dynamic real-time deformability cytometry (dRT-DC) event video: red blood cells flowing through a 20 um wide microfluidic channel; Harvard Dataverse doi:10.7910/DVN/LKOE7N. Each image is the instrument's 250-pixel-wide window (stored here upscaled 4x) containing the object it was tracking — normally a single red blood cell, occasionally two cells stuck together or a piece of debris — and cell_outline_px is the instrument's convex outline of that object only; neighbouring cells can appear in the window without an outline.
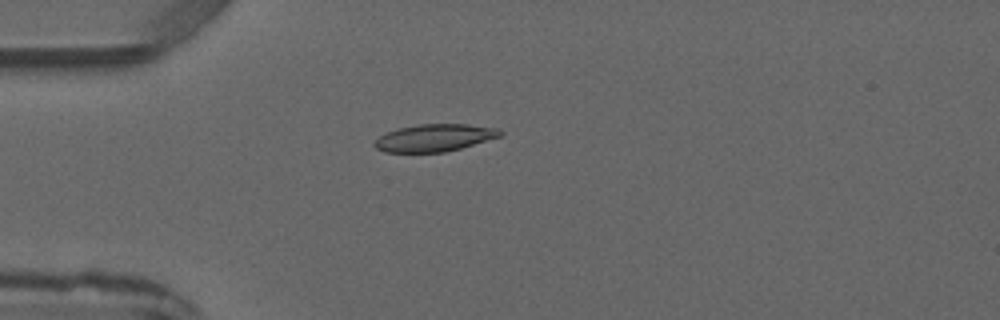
{"species": "common noctule bat (a hibernating species)", "species_latin": "Nyctalus noctula", "temperature_condition": "warm", "stored_images_in_passage": 4, "camera_frame_rate_fps": 3000, "um_per_image_px": 0.085, "animal": {"sex": "male", "forearm_length_mm": 52.5}, "frame": {"image": 1, "passage_image": 3, "time_ms": 2.333, "image_size_px": [1000, 320], "cell_outline_px": [[504, 132], [500, 136], [460, 148], [444, 152], [384, 152], [376, 148], [372, 144], [380, 136], [396, 128], [420, 124], [468, 124], [496, 128]], "centroid_in_image_um": [36.9, 11.71], "position_along_channel_um": 48.1, "area_um2": 19.83}}